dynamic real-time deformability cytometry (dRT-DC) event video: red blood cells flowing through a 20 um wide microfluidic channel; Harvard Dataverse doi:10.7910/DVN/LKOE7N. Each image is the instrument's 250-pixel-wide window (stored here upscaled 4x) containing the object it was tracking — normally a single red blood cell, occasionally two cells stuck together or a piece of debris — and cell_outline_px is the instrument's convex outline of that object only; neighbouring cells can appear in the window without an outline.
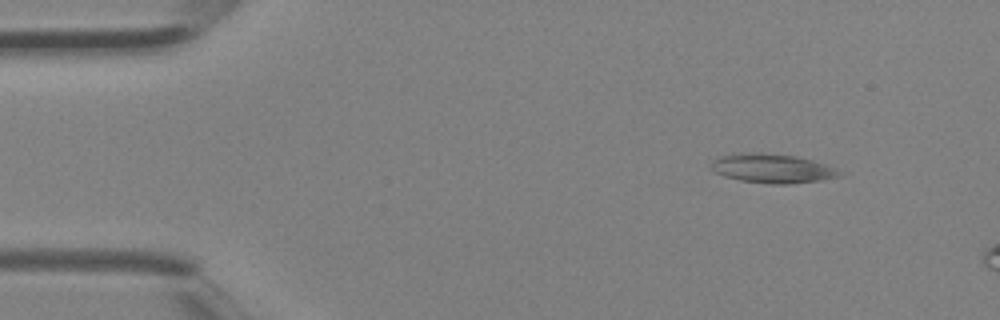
{"species": "Egyptian fruit bat (a non-hibernating species)", "species_latin": "Rousettus aegyptiacus", "temperature_condition": "room temperature", "stored_images_in_passage": 4, "camera_frame_rate_fps": 3000, "um_per_image_px": 0.085, "animal": {"sex": "female"}, "frame": {"image": 1, "passage_image": 2, "time_ms": 0.333, "image_size_px": [1000, 320], "cell_outline_px": [[848, 172], [840, 176], [820, 180], [788, 184], [772, 184], [740, 180], [724, 176], [712, 172], [712, 160], [720, 156], [740, 152], [764, 152], [796, 156], [812, 160]], "centroid_in_image_um": [65.66, 14.3], "position_along_channel_um": 19.3, "area_um2": 22.08}}